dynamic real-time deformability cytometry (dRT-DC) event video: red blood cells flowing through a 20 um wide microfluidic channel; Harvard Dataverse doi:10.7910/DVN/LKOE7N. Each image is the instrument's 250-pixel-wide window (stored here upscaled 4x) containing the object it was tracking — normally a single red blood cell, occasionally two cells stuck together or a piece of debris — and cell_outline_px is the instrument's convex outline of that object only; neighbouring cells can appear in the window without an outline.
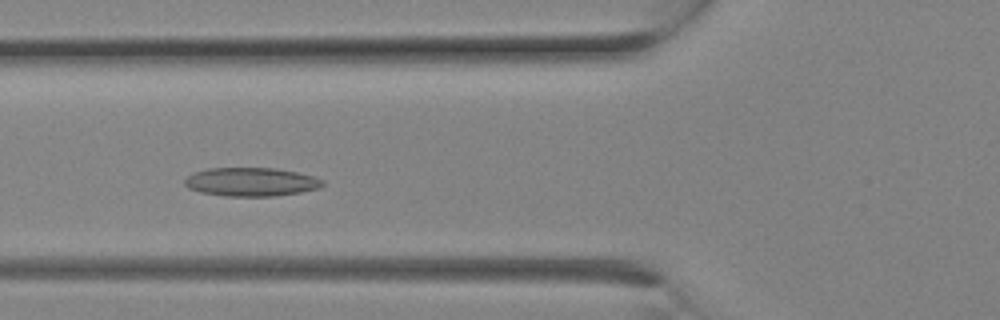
{"species": "Egyptian fruit bat (a non-hibernating species)", "species_latin": "Rousettus aegyptiacus", "temperature_condition": "room temperature", "stored_images_in_passage": 24, "camera_frame_rate_fps": 3000, "um_per_image_px": 0.085, "animal": {"sex": "female"}, "frame": {"image": 1, "passage_image": 9, "time_ms": 2.667, "image_size_px": [1000, 320], "cell_outline_px": [[324, 184], [320, 188], [300, 192], [272, 196], [224, 196], [200, 192], [188, 188], [184, 184], [184, 180], [192, 172], [208, 168], [276, 168], [296, 172], [312, 176], [324, 180]], "centroid_in_image_um": [21.32, 15.46], "position_along_channel_um": 104.5, "area_um2": 23.06}}
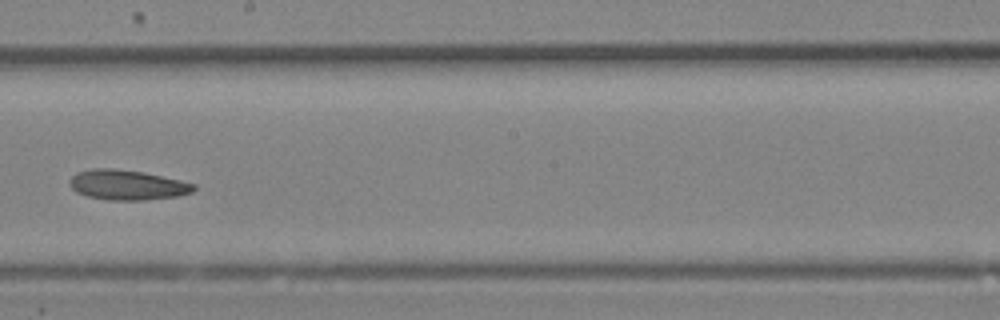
{"frame": {"image": 2, "passage_image": 14, "time_ms": 4.333, "image_size_px": [1000, 320], "cell_outline_px": [[196, 188], [192, 192], [176, 196], [144, 200], [108, 200], [88, 196], [76, 192], [68, 184], [68, 180], [76, 172], [92, 168], [116, 168], [144, 172], [180, 180], [196, 184]], "centroid_in_image_um": [10.78, 15.71], "position_along_channel_um": 237.4, "area_um2": 21.85}}
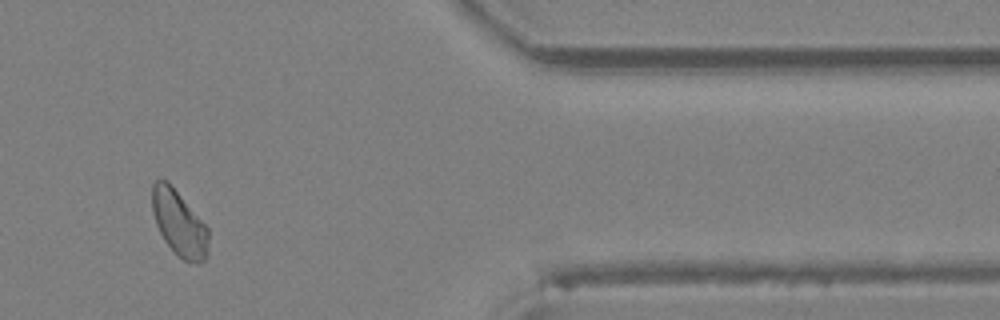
{"frame": {"image": 3, "passage_image": 21, "time_ms": 6.667, "image_size_px": [1000, 320], "cell_outline_px": [[208, 248], [204, 260], [196, 264], [184, 260], [164, 240], [156, 224], [152, 212], [152, 184], [156, 180], [168, 180], [208, 228]], "centroid_in_image_um": [15.21, 18.95], "position_along_channel_um": 396.2, "area_um2": 21.21}}